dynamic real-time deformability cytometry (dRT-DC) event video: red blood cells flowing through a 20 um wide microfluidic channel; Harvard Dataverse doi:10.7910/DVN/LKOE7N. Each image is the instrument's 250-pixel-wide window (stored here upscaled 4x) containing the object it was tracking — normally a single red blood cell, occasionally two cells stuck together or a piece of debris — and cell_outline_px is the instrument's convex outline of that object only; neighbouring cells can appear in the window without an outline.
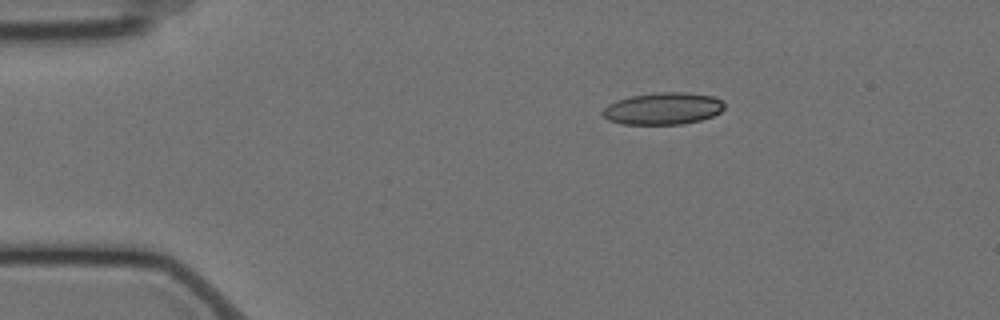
{"species": "Egyptian fruit bat (a non-hibernating species)", "species_latin": "Rousettus aegyptiacus", "temperature_condition": "cold", "stored_images_in_passage": 48, "camera_frame_rate_fps": 3000, "um_per_image_px": 0.085, "animal": {"sex": "female"}, "frame": {"image": 1, "passage_image": 1, "time_ms": 0.0, "image_size_px": [1000, 320], "cell_outline_px": [[724, 108], [720, 112], [712, 116], [700, 120], [684, 124], [620, 124], [608, 120], [600, 112], [608, 104], [616, 100], [632, 96], [656, 92], [684, 92], [712, 96], [720, 100], [724, 104]], "centroid_in_image_um": [56.32, 9.23], "position_along_channel_um": 28.7, "area_um2": 22.72}}
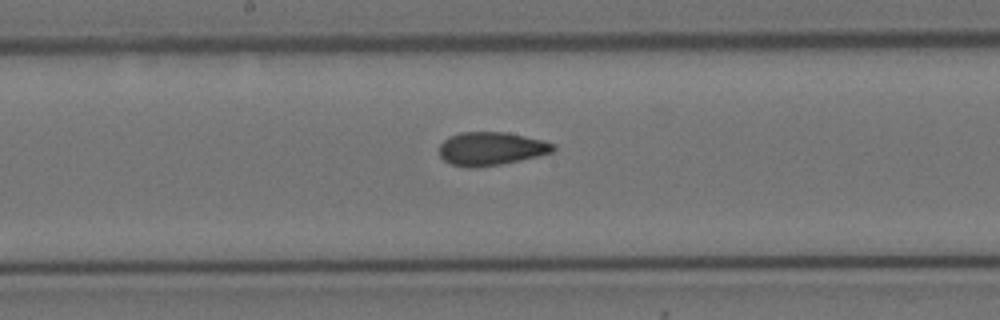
{"frame": {"image": 2, "passage_image": 21, "time_ms": 6.667, "image_size_px": [1000, 320], "cell_outline_px": [[556, 148], [552, 152], [520, 160], [500, 164], [476, 168], [468, 168], [452, 164], [444, 160], [440, 156], [440, 144], [448, 136], [460, 132], [504, 132], [544, 140], [556, 144]], "centroid_in_image_um": [41.73, 12.63], "position_along_channel_um": 206.5, "area_um2": 22.14}}
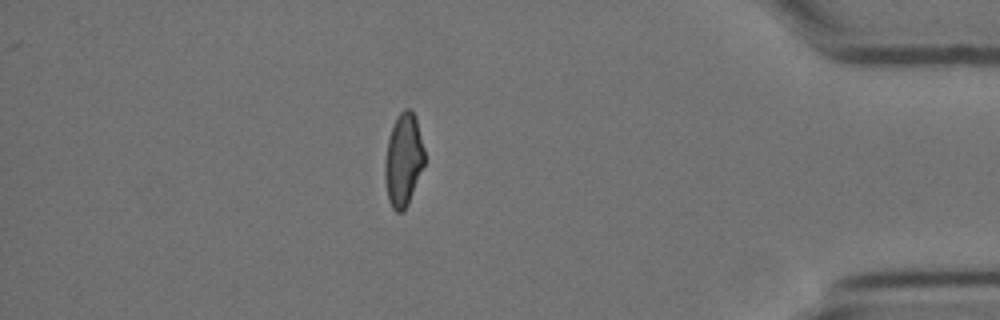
{"frame": {"image": 3, "passage_image": 41, "time_ms": 13.333, "image_size_px": [1000, 320], "cell_outline_px": [[424, 164], [408, 204], [400, 212], [396, 212], [392, 208], [388, 200], [384, 176], [384, 160], [388, 140], [396, 116], [404, 108], [412, 108], [416, 116], [424, 148]], "centroid_in_image_um": [34.28, 13.55], "position_along_channel_um": 400.9, "area_um2": 21.5}, "authors_computed_cell_mechanics": {"area_um2": 22.2241, "velocity_mm_per_s": 3.5031, "shape_relaxation_time_tau1_ms": null, "shape_relaxation_time_tau2_ms": 2.0819, "deformation_change_tau1": null, "deformation_change_tau2": 0.0841}}